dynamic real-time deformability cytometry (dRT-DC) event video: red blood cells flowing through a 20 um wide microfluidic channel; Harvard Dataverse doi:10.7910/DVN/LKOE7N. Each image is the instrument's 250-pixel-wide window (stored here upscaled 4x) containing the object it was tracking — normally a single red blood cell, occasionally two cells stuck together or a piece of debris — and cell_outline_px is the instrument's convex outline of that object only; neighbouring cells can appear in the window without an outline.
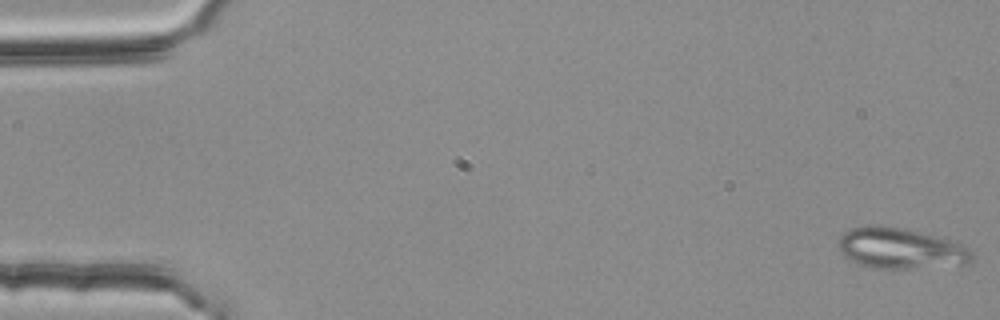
{"species": "common noctule bat (a hibernating species)", "species_latin": "Nyctalus noctula", "temperature_condition": "room temperature", "stored_images_in_passage": 53, "segment_of_instrument_passage": [1, 2], "camera_frame_rate_fps": 3000, "um_per_image_px": 0.085, "animal": {"sex": "female", "body_mass_g": 25.1}, "frame": {"image": 1, "passage_image": 1, "time_ms": 0.0, "image_size_px": [1000, 320], "cell_outline_px": [[972, 264], [908, 268], [872, 268], [860, 264], [844, 256], [840, 252], [840, 236], [844, 232], [852, 228], [864, 224], [876, 224], [908, 228], [964, 244], [972, 252]], "centroid_in_image_um": [76.57, 21.09], "position_along_channel_um": 8.4, "area_um2": 32.02}}